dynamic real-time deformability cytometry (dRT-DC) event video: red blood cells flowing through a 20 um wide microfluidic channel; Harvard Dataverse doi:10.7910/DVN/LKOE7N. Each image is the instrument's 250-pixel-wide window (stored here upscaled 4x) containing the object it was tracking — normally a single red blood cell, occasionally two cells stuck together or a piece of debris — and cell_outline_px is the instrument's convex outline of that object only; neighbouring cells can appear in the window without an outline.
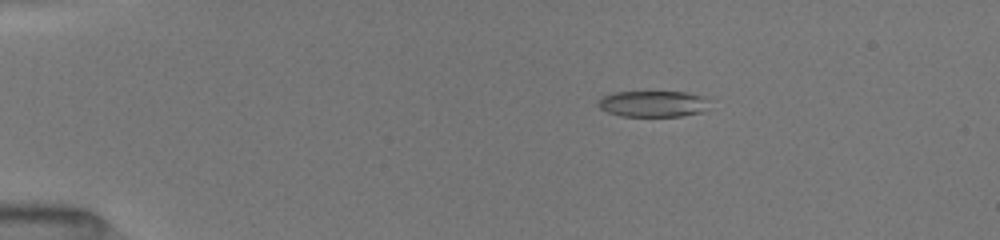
{"species": "common noctule bat (a hibernating species)", "species_latin": "Nyctalus noctula", "temperature_condition": "room temperature", "stored_images_in_passage": 17, "camera_frame_rate_fps": 3000, "um_per_image_px": 0.085, "animal": {"sex": "female", "body_mass_g": 19.5, "forearm_length_mm": 54.1}, "frame": {"image": 1, "passage_image": 16, "time_ms": 3.0, "image_size_px": [1000, 240], "cell_outline_px": [[708, 100], [700, 112], [680, 116], [620, 116], [608, 112], [600, 108], [596, 104], [596, 100], [600, 96], [612, 92], [688, 92], [704, 96]], "centroid_in_image_um": [55.39, 8.81], "position_along_channel_um": 29.6, "area_um2": 16.99}}